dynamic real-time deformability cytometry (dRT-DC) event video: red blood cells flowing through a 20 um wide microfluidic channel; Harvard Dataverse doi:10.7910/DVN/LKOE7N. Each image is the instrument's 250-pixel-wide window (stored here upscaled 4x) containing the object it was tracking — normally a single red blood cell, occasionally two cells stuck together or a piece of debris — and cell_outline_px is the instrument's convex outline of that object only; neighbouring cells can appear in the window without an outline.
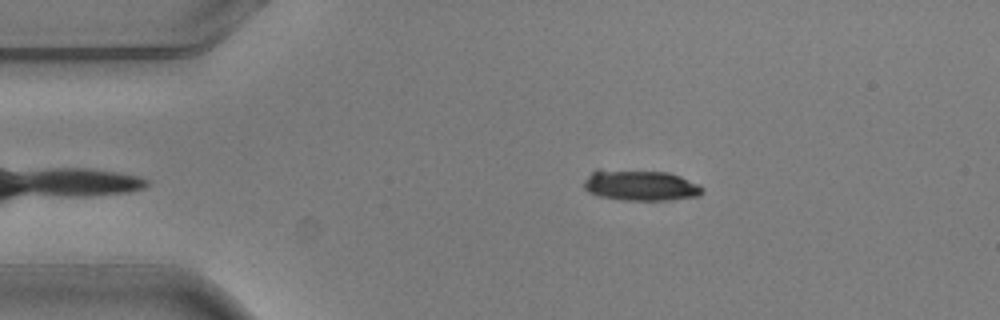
{"species": "common noctule bat (a hibernating species)", "species_latin": "Nyctalus noctula", "temperature_condition": "warm", "stored_images_in_passage": 3, "camera_frame_rate_fps": 3000, "um_per_image_px": 0.085, "animal": {"sex": "male", "body_mass_g": 20.5, "forearm_length_mm": 52.5}, "frame": {"image": 1, "passage_image": 1, "time_ms": 0.0, "image_size_px": [1000, 320], "cell_outline_px": [[704, 192], [700, 196], [664, 200], [624, 200], [600, 196], [588, 192], [584, 188], [584, 180], [596, 168], [600, 168], [668, 172], [680, 176], [700, 184], [704, 188]], "centroid_in_image_um": [54.44, 15.73], "position_along_channel_um": 30.6, "area_um2": 21.62}}